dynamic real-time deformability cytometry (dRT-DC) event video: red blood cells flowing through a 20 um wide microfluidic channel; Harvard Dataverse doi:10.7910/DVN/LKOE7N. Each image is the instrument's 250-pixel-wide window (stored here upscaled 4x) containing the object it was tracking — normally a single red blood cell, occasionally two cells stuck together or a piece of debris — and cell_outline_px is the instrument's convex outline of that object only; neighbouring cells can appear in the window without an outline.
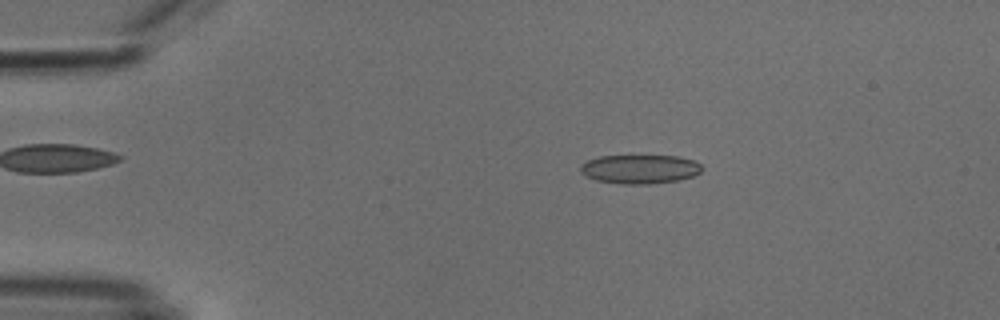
{"species": "common noctule bat (a hibernating species)", "species_latin": "Nyctalus noctula", "temperature_condition": "cold", "stored_images_in_passage": 52, "camera_frame_rate_fps": 3000, "um_per_image_px": 0.085, "animal": {"sex": "male", "body_mass_g": 18.8}, "frame": {"image": 1, "passage_image": 9, "time_ms": 2.667, "image_size_px": [1000, 320], "cell_outline_px": [[700, 172], [692, 176], [680, 180], [652, 184], [624, 184], [596, 180], [580, 172], [580, 168], [588, 160], [600, 156], [676, 156], [692, 160], [700, 164]], "centroid_in_image_um": [54.39, 14.38], "position_along_channel_um": 30.6, "area_um2": 20.23}}
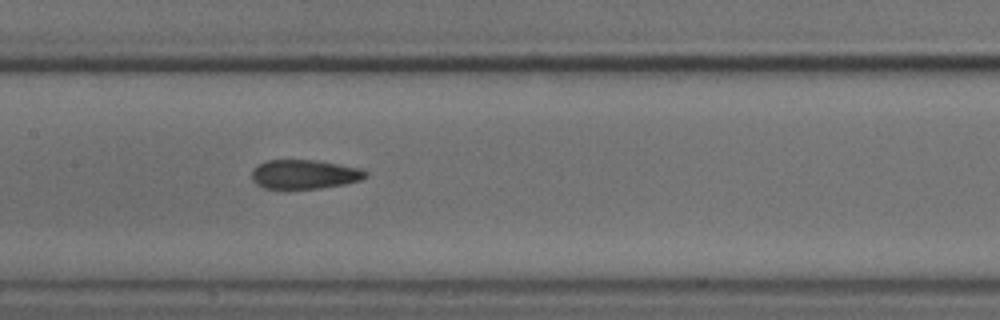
{"frame": {"image": 2, "passage_image": 25, "time_ms": 8.0, "image_size_px": [1000, 320], "cell_outline_px": [[368, 176], [360, 180], [344, 184], [320, 188], [264, 188], [256, 184], [252, 180], [252, 168], [256, 164], [264, 160], [316, 160], [360, 168], [368, 172]], "centroid_in_image_um": [25.85, 14.8], "position_along_channel_um": 181.6, "area_um2": 19.42}}
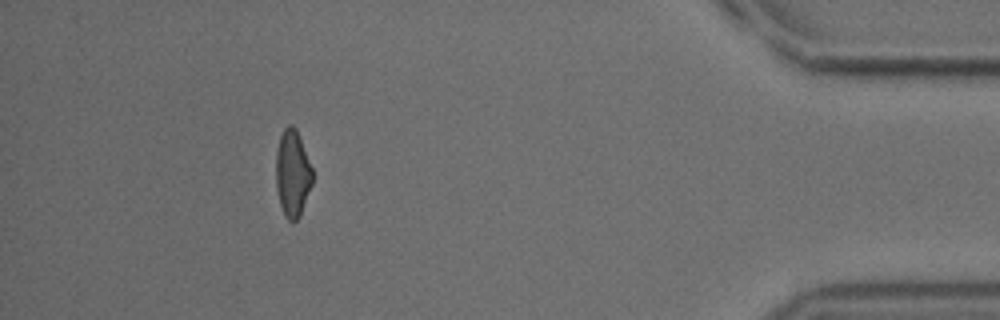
{"frame": {"image": 3, "passage_image": 47, "time_ms": 15.333, "image_size_px": [1000, 320], "cell_outline_px": [[312, 184], [300, 216], [296, 220], [288, 220], [284, 216], [280, 204], [276, 188], [276, 152], [280, 136], [284, 128], [288, 124], [292, 124], [296, 128], [312, 168]], "centroid_in_image_um": [24.85, 14.73], "position_along_channel_um": 410.3, "area_um2": 18.44}, "authors_computed_cell_mechanics": {"area_um2": 19.8543, "velocity_mm_per_s": 3.8297, "shape_relaxation_time_tau1_ms": 6.2546, "shape_relaxation_time_tau2_ms": 2.3064, "deformation_change_tau1": 0.1541, "deformation_change_tau2": 0.1174}}